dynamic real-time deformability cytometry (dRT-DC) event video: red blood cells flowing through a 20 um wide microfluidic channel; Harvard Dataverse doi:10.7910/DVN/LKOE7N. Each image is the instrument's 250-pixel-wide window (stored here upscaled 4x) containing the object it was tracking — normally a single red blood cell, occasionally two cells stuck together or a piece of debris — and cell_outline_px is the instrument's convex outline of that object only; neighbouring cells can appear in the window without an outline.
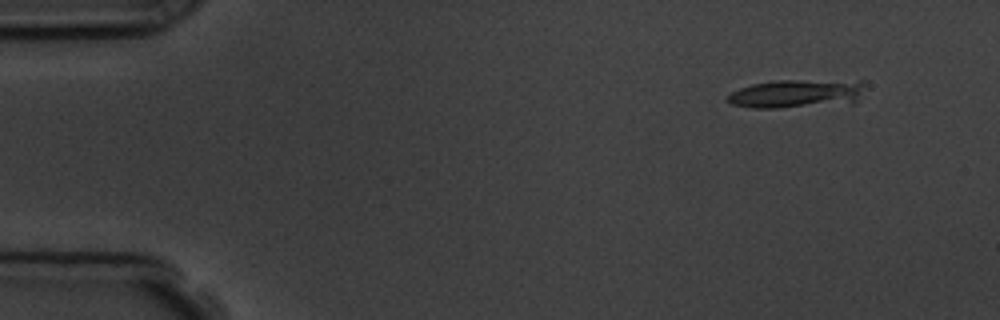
{"species": "common noctule bat (a hibernating species)", "species_latin": "Nyctalus noctula", "temperature_condition": "room temperature", "stored_images_in_passage": 5, "camera_frame_rate_fps": 3000, "um_per_image_px": 0.085, "animal": {"sex": "male", "body_mass_g": 19.5, "forearm_length_mm": 54.6}, "frame": {"image": 1, "passage_image": 2, "time_ms": 1.0, "image_size_px": [1000, 320], "cell_outline_px": [[864, 80], [856, 100], [852, 104], [780, 108], [752, 108], [732, 104], [724, 100], [724, 96], [740, 88], [752, 84], [772, 80]], "centroid_in_image_um": [67.66, 7.97], "position_along_channel_um": 17.3, "area_um2": 23.24}}
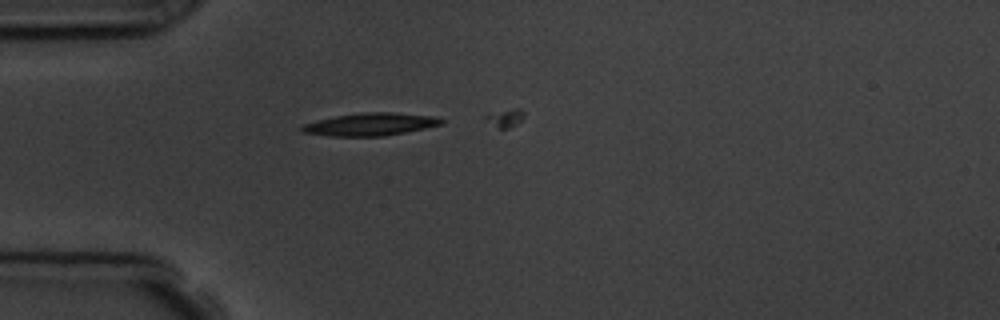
{"frame": {"image": 2, "passage_image": 5, "time_ms": 4.333, "image_size_px": [1000, 320], "cell_outline_px": [[444, 124], [384, 136], [332, 136], [300, 132], [300, 128], [304, 124], [316, 120], [336, 116], [364, 112], [392, 112], [436, 116], [444, 120]], "centroid_in_image_um": [31.49, 10.56], "position_along_channel_um": 53.5, "area_um2": 18.38}}